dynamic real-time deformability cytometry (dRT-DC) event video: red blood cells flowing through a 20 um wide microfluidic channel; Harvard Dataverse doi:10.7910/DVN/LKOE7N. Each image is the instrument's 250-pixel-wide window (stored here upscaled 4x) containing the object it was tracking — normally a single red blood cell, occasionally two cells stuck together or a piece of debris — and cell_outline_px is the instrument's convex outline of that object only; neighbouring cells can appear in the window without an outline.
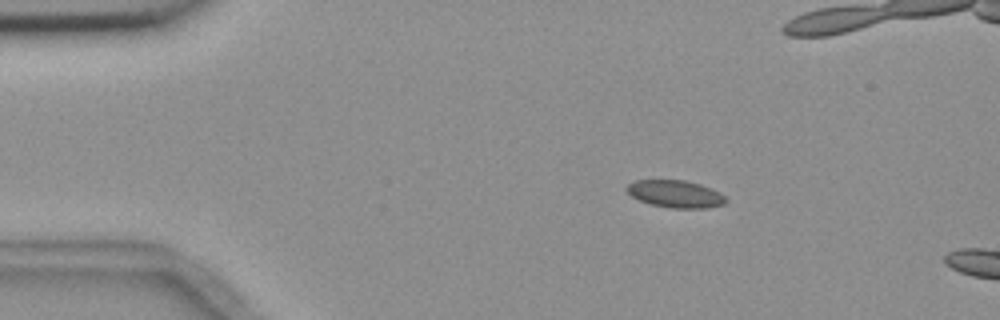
{"species": "common noctule bat (a hibernating species)", "species_latin": "Nyctalus noctula", "temperature_condition": "room temperature", "stored_images_in_passage": 4, "camera_frame_rate_fps": 3000, "um_per_image_px": 0.085, "animal": {"sex": "female", "body_mass_g": 18.4}, "frame": {"image": 1, "passage_image": 3, "time_ms": 2.0, "image_size_px": [1000, 320], "cell_outline_px": [[728, 200], [724, 204], [708, 208], [672, 208], [652, 204], [640, 200], [632, 196], [624, 188], [628, 184], [636, 180], [684, 180], [700, 184], [712, 188], [720, 192]], "centroid_in_image_um": [57.44, 16.48], "position_along_channel_um": 27.6, "area_um2": 15.78}}